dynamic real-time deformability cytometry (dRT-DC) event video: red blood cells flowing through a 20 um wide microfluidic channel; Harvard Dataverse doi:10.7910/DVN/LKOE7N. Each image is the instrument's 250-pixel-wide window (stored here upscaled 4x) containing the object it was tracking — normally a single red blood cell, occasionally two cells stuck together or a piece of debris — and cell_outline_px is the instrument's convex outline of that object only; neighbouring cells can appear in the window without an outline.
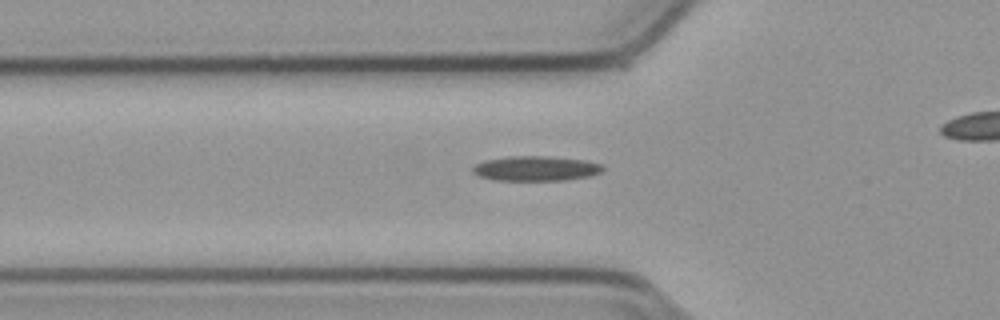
{"species": "common noctule bat (a hibernating species)", "species_latin": "Nyctalus noctula", "temperature_condition": "cold", "stored_images_in_passage": 36, "camera_frame_rate_fps": 3000, "um_per_image_px": 0.085, "animal": {"sex": "male", "body_mass_g": 23.1, "forearm_length_mm": 52.7}, "frame": {"image": 1, "passage_image": 8, "time_ms": 2.333, "image_size_px": [1000, 320], "cell_outline_px": [[604, 168], [600, 172], [588, 176], [564, 180], [492, 180], [480, 176], [472, 172], [472, 168], [476, 164], [484, 160], [508, 156], [548, 156], [584, 160], [600, 164]], "centroid_in_image_um": [45.5, 14.31], "position_along_channel_um": 80.3, "area_um2": 18.73}}
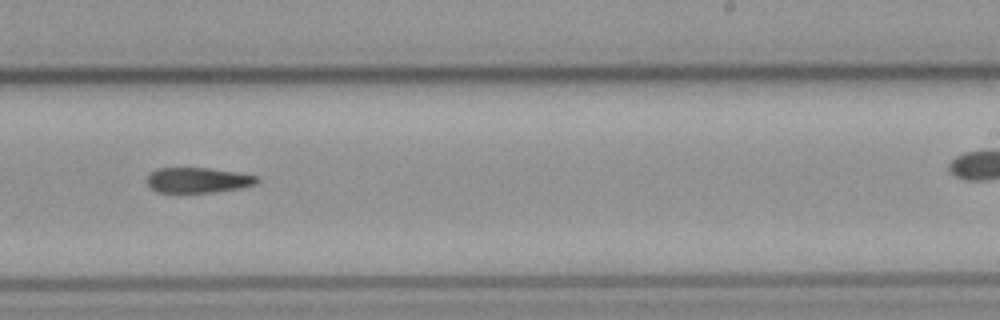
{"frame": {"image": 2, "passage_image": 23, "time_ms": 7.333, "image_size_px": [1000, 320], "cell_outline_px": [[260, 180], [256, 184], [244, 188], [212, 192], [156, 192], [148, 184], [148, 176], [156, 168], [208, 168], [236, 172], [260, 176]], "centroid_in_image_um": [16.89, 15.31], "position_along_channel_um": 272.1, "area_um2": 16.24}}
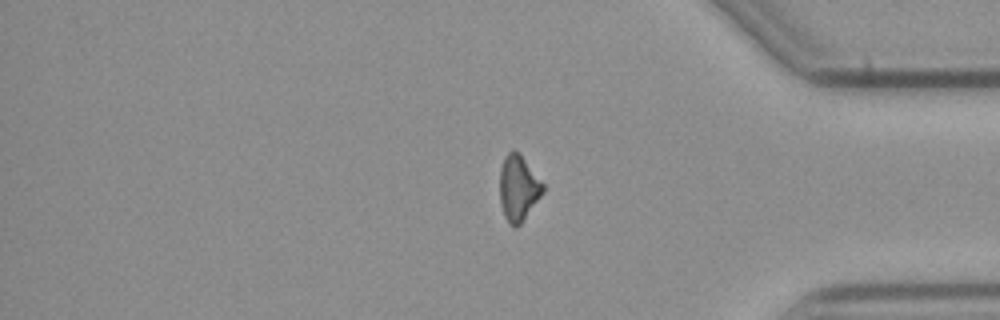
{"frame": {"image": 3, "passage_image": 34, "time_ms": 11.0, "image_size_px": [1000, 320], "cell_outline_px": [[544, 192], [520, 224], [516, 228], [508, 224], [504, 216], [500, 204], [500, 168], [504, 156], [512, 148], [524, 160], [544, 184]], "centroid_in_image_um": [44.04, 16.01], "position_along_channel_um": 391.2, "area_um2": 16.42}}